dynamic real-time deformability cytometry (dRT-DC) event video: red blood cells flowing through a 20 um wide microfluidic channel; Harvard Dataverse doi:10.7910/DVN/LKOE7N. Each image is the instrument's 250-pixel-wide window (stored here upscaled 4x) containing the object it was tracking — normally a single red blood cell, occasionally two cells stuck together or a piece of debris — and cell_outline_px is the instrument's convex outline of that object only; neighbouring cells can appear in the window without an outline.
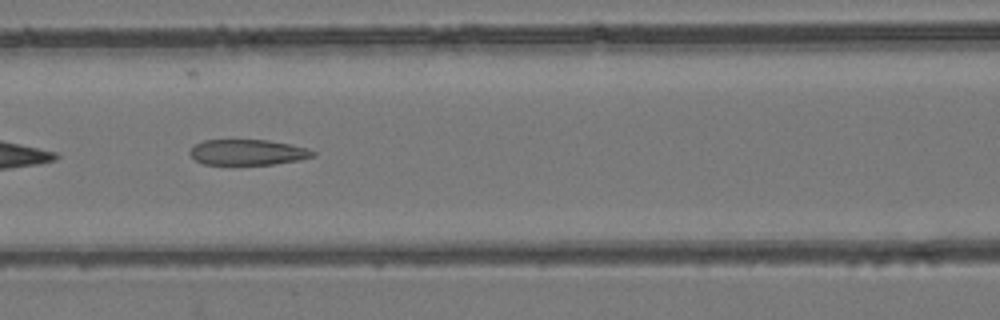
{"species": "common noctule bat (a hibernating species)", "species_latin": "Nyctalus noctula", "temperature_condition": "room temperature", "stored_images_in_passage": 7, "camera_frame_rate_fps": 3000, "um_per_image_px": 0.085, "animal": {"sex": "female", "body_mass_g": 24.6, "forearm_length_mm": 56.2}, "frame": {"image": 1, "passage_image": 6, "time_ms": 7.667, "image_size_px": [1000, 320], "cell_outline_px": [[316, 152], [312, 156], [296, 160], [272, 164], [204, 164], [196, 160], [188, 152], [196, 144], [204, 140], [268, 140], [292, 144], [308, 148]], "centroid_in_image_um": [21.05, 12.93], "position_along_channel_um": 145.5, "area_um2": 18.09}}
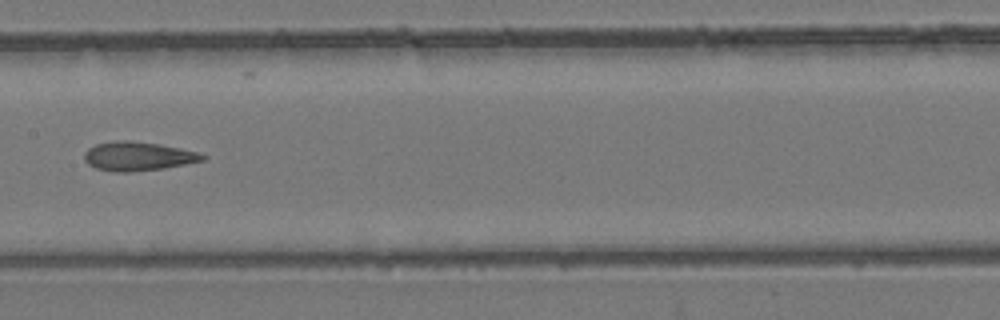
{"frame": {"image": 2, "passage_image": 7, "time_ms": 9.0, "image_size_px": [1000, 320], "cell_outline_px": [[208, 156], [204, 160], [164, 168], [128, 172], [112, 172], [96, 168], [88, 164], [84, 160], [84, 152], [88, 148], [96, 144], [112, 140], [128, 140], [156, 144], [180, 148], [196, 152]], "centroid_in_image_um": [11.68, 13.28], "position_along_channel_um": 195.7, "area_um2": 19.88}}